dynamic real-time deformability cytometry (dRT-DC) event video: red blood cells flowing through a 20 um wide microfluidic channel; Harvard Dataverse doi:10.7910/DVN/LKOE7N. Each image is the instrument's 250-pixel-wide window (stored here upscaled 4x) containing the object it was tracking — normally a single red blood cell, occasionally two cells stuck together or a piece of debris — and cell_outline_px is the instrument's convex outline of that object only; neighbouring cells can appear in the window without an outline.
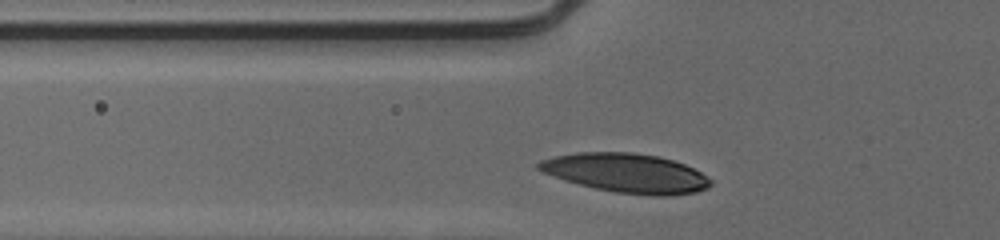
{"species": "human", "species_latin": "Homo sapiens", "temperature_condition": "cold", "stored_images_in_passage": 30, "camera_frame_rate_fps": 3000, "um_per_image_px": 0.085, "donor": {"sex": "male"}, "frame": {"image": 1, "passage_image": 5, "time_ms": 1.333, "image_size_px": [1000, 240], "cell_outline_px": [[712, 184], [708, 188], [696, 192], [672, 196], [652, 196], [616, 192], [596, 188], [564, 180], [544, 172], [536, 168], [536, 164], [540, 160], [556, 156], [576, 152], [632, 152], [660, 156], [684, 164], [700, 172], [712, 180]], "centroid_in_image_um": [53.26, 14.71], "position_along_channel_um": 72.5, "area_um2": 39.25}}
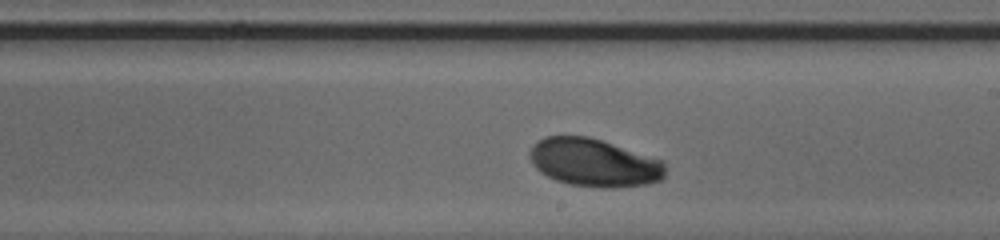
{"frame": {"image": 2, "passage_image": 18, "time_ms": 5.667, "image_size_px": [1000, 240], "cell_outline_px": [[664, 176], [660, 180], [648, 184], [620, 188], [604, 188], [568, 184], [556, 180], [540, 172], [532, 164], [528, 156], [528, 152], [544, 136], [588, 136], [664, 160]], "centroid_in_image_um": [50.5, 13.84], "position_along_channel_um": 238.5, "area_um2": 37.97}}
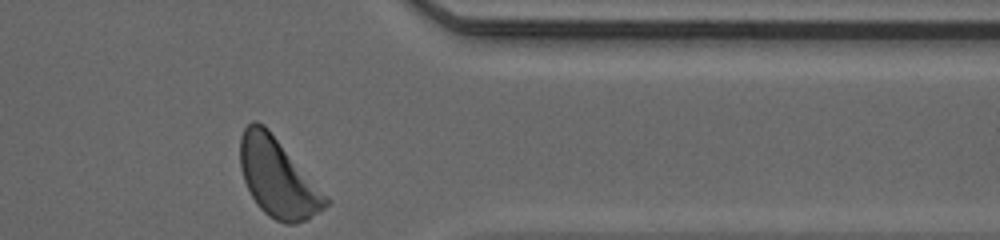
{"frame": {"image": 3, "passage_image": 30, "time_ms": 9.667, "image_size_px": [1000, 240], "cell_outline_px": [[332, 200], [324, 208], [308, 220], [296, 224], [284, 224], [268, 216], [256, 204], [244, 180], [240, 168], [240, 136], [244, 128], [252, 120], [256, 120], [264, 124], [268, 128]], "centroid_in_image_um": [23.63, 15.11], "position_along_channel_um": 387.8, "area_um2": 39.54}, "authors_computed_cell_mechanics": {"area_um2": 37.5989, "velocity_mm_per_s": 3.8883, "shape_relaxation_time_tau1_ms": 6.3388, "shape_relaxation_time_tau2_ms": null, "deformation_change_tau1": 0.2596, "deformation_change_tau2": null}}